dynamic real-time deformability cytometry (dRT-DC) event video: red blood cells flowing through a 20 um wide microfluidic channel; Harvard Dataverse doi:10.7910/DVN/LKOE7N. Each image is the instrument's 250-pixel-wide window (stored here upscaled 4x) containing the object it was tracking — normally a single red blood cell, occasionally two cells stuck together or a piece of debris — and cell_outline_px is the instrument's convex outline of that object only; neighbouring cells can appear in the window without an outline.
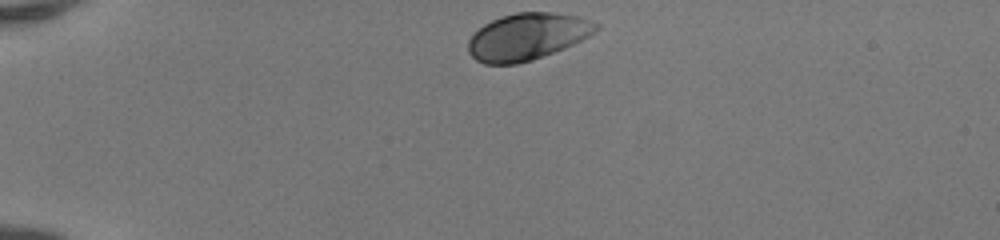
{"species": "human", "species_latin": "Homo sapiens", "temperature_condition": "room temperature", "stored_images_in_passage": 35, "camera_frame_rate_fps": 3000, "um_per_image_px": 0.085, "donor": {"sex": "female"}, "frame": {"image": 1, "passage_image": 1, "time_ms": 0.0, "image_size_px": [1000, 240], "cell_outline_px": [[600, 28], [596, 32], [564, 48], [532, 60], [516, 64], [484, 64], [476, 60], [468, 52], [468, 40], [484, 24], [492, 20], [516, 12], [552, 12], [580, 16], [600, 24]], "centroid_in_image_um": [44.84, 3.11], "position_along_channel_um": 40.2, "area_um2": 34.8}}
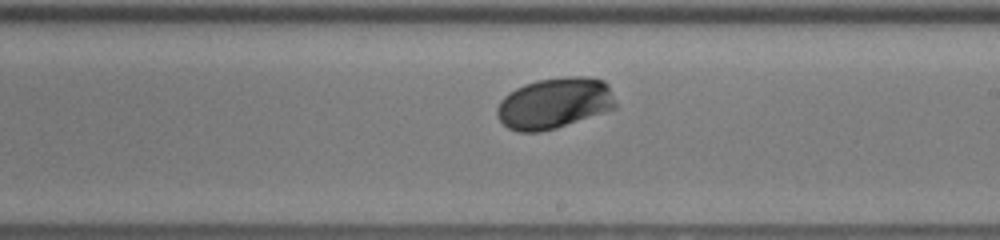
{"frame": {"image": 2, "passage_image": 20, "time_ms": 6.333, "image_size_px": [1000, 240], "cell_outline_px": [[616, 108], [556, 128], [536, 132], [520, 132], [508, 128], [500, 120], [496, 112], [496, 108], [500, 100], [508, 92], [524, 84], [536, 80], [564, 76], [584, 76], [604, 80], [608, 84], [616, 104]], "centroid_in_image_um": [47.11, 8.75], "position_along_channel_um": 241.9, "area_um2": 35.32}}
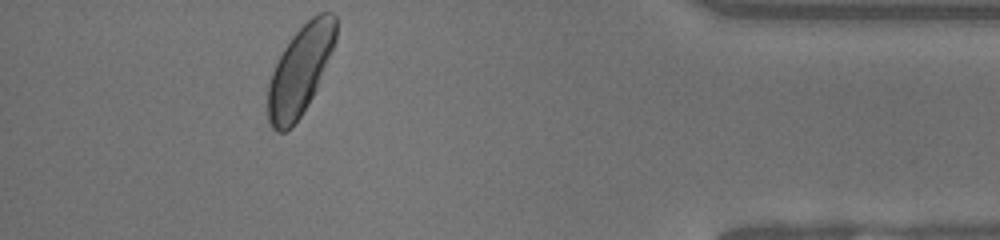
{"frame": {"image": 3, "passage_image": 35, "time_ms": 11.333, "image_size_px": [1000, 240], "cell_outline_px": [[336, 40], [332, 52], [316, 88], [308, 104], [292, 128], [284, 132], [276, 132], [268, 124], [268, 84], [272, 72], [284, 48], [292, 36], [312, 16], [320, 12], [332, 12], [336, 16]], "centroid_in_image_um": [25.51, 5.99], "position_along_channel_um": 409.7, "area_um2": 35.03}, "authors_computed_cell_mechanics": {"area_um2": 34.5066, "velocity_mm_per_s": 4.0828, "shape_relaxation_time_tau1_ms": 1.4106, "shape_relaxation_time_tau2_ms": 1.394, "deformation_change_tau1": 0.1117, "deformation_change_tau2": null}}